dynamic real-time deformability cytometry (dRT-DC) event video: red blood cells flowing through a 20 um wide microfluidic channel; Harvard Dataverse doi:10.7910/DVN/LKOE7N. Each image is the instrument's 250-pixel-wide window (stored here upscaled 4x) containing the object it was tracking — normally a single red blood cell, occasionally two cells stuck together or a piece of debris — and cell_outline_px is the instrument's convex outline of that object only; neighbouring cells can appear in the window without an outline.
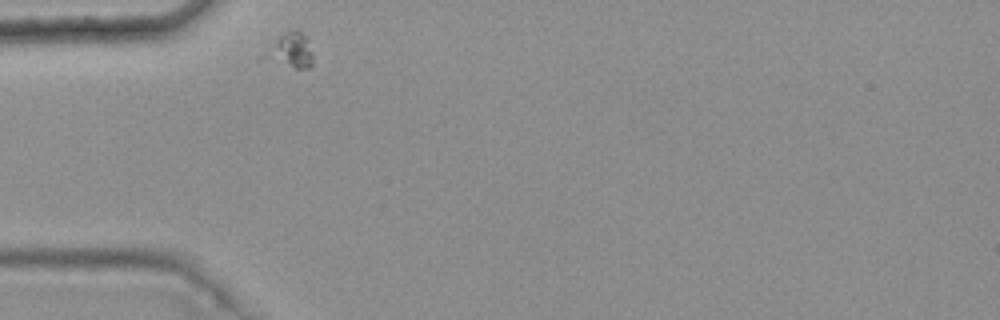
{"species": "common noctule bat (a hibernating species)", "species_latin": "Nyctalus noctula", "temperature_condition": "warm", "stored_images_in_passage": 2, "camera_frame_rate_fps": 3000, "um_per_image_px": 0.085, "animal": {"sex": "female", "body_mass_g": 25.1}, "frame": {"image": 1, "passage_image": 1, "time_ms": 0.0, "image_size_px": [1000, 320], "cell_outline_px": [[312, 64], [308, 68], [296, 68], [256, 60], [256, 56], [280, 36], [296, 28], [308, 40], [312, 56]], "centroid_in_image_um": [24.52, 4.35], "position_along_channel_um": 60.5, "area_um2": 10.29}}